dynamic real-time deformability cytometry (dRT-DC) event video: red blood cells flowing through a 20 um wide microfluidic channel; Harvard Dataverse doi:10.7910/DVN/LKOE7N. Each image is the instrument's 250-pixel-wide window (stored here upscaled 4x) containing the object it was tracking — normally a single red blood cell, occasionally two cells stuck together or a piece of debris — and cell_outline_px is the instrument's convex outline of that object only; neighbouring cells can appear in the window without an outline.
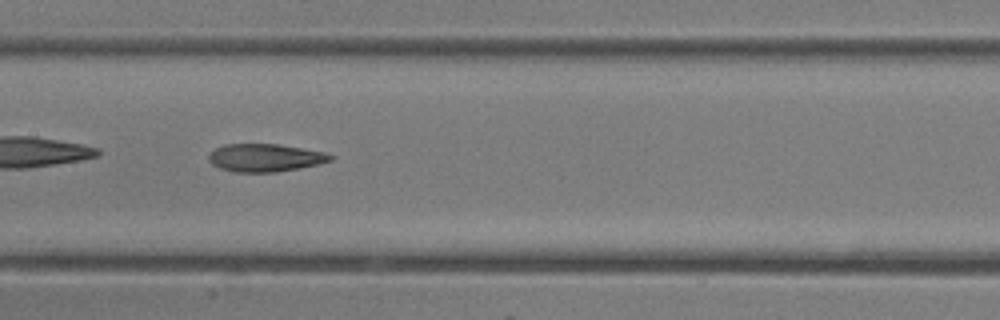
{"species": "common noctule bat (a hibernating species)", "species_latin": "Nyctalus noctula", "temperature_condition": "room temperature", "stored_images_in_passage": 23, "camera_frame_rate_fps": 3000, "um_per_image_px": 0.085, "animal": {"sex": "female"}, "frame": {"image": 1, "passage_image": 7, "time_ms": 2.0, "image_size_px": [1000, 320], "cell_outline_px": [[336, 156], [332, 160], [320, 164], [300, 168], [276, 172], [232, 172], [220, 168], [212, 164], [208, 160], [208, 156], [216, 148], [224, 144], [280, 144], [324, 152]], "centroid_in_image_um": [22.56, 13.41], "position_along_channel_um": 184.8, "area_um2": 19.88}}